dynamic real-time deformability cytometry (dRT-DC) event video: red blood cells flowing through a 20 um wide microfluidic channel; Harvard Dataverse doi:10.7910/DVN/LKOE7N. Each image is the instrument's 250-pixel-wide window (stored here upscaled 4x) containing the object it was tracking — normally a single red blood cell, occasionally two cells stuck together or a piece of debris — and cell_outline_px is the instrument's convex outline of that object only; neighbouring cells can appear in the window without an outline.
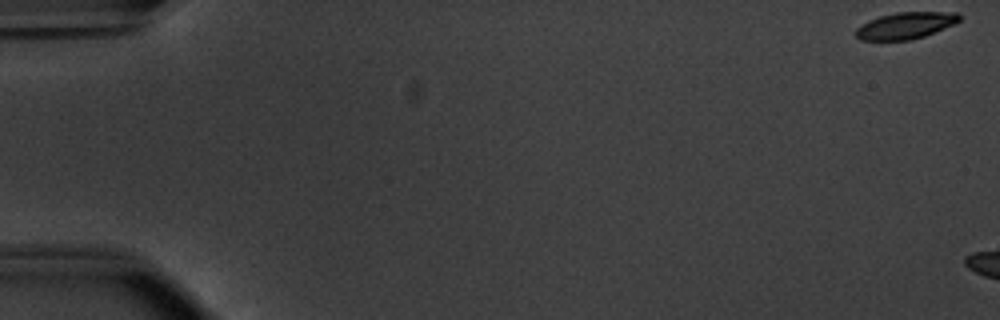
{"species": "common noctule bat (a hibernating species)", "species_latin": "Nyctalus noctula", "temperature_condition": "warm", "stored_images_in_passage": 6, "camera_frame_rate_fps": 3000, "um_per_image_px": 0.085, "animal": {"sex": "male", "body_mass_g": 20.1, "forearm_length_mm": 53.5}, "frame": {"image": 1, "passage_image": 1, "time_ms": 0.0, "image_size_px": [1000, 320], "cell_outline_px": [[960, 20], [956, 24], [924, 36], [908, 40], [860, 40], [856, 36], [856, 28], [868, 20], [880, 16], [896, 12], [956, 12], [960, 16]], "centroid_in_image_um": [76.98, 2.17], "position_along_channel_um": 8.0, "area_um2": 16.07}}